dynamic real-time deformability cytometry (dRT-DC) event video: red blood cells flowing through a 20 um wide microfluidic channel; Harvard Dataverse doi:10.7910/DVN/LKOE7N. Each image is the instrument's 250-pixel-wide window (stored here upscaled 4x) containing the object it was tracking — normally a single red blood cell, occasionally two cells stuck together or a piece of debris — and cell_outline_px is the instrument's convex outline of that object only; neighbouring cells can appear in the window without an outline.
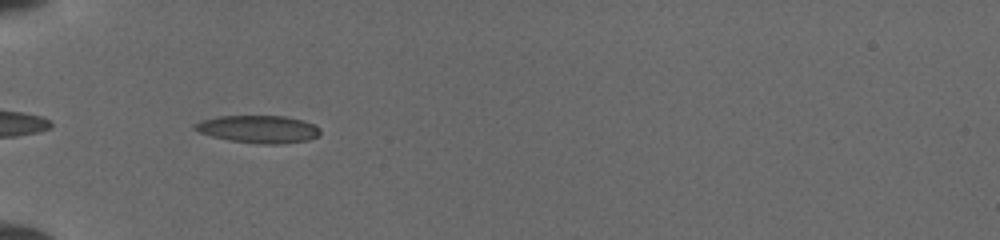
{"species": "common noctule bat (a hibernating species)", "species_latin": "Nyctalus noctula", "temperature_condition": "cold", "stored_images_in_passage": 33, "camera_frame_rate_fps": 3000, "um_per_image_px": 0.085, "animal": {"sex": "female", "body_mass_g": 19.5, "forearm_length_mm": 54.1}, "frame": {"image": 1, "passage_image": 2, "time_ms": 0.333, "image_size_px": [1000, 240], "cell_outline_px": [[320, 132], [316, 136], [308, 140], [280, 144], [264, 144], [228, 140], [212, 136], [200, 132], [192, 128], [192, 124], [200, 120], [220, 116], [284, 116], [304, 120], [320, 128]], "centroid_in_image_um": [21.94, 10.97], "position_along_channel_um": 63.1, "area_um2": 20.11}}
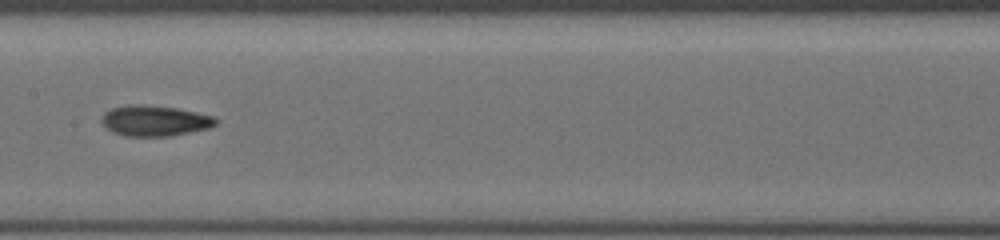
{"frame": {"image": 2, "passage_image": 12, "time_ms": 3.667, "image_size_px": [1000, 240], "cell_outline_px": [[216, 124], [212, 128], [172, 136], [124, 136], [112, 132], [100, 120], [104, 112], [112, 108], [128, 104], [140, 104], [176, 108], [196, 112], [212, 116], [216, 120]], "centroid_in_image_um": [13.15, 10.27], "position_along_channel_um": 194.3, "area_um2": 20.46}}
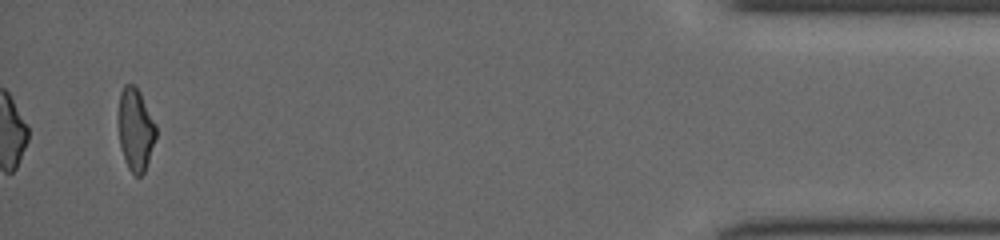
{"frame": {"image": 3, "passage_image": 33, "time_ms": 10.667, "image_size_px": [1000, 240], "cell_outline_px": [[156, 136], [144, 172], [140, 176], [136, 176], [128, 168], [120, 144], [120, 92], [124, 84], [132, 84], [140, 92], [156, 124]], "centroid_in_image_um": [11.54, 11.0], "position_along_channel_um": 423.7, "area_um2": 17.46}}